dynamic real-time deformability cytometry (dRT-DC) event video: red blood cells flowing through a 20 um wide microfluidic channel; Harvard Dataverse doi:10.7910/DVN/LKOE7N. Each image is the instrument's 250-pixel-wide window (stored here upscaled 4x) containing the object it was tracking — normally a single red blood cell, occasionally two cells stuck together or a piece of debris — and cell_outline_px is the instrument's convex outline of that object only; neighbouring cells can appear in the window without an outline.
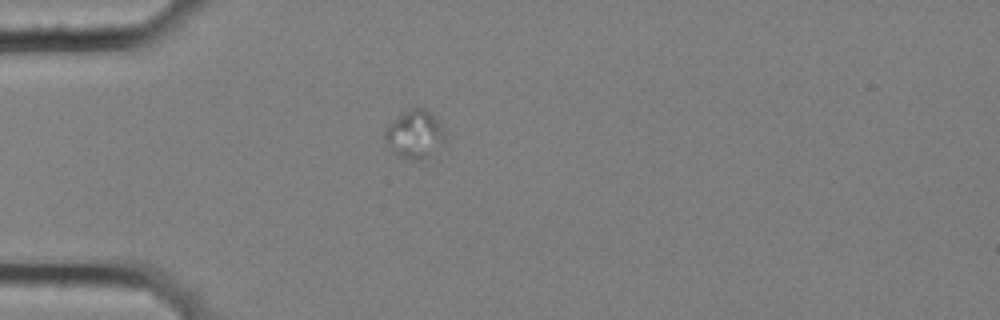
{"species": "common noctule bat (a hibernating species)", "species_latin": "Nyctalus noctula", "temperature_condition": "cold", "stored_images_in_passage": 6, "camera_frame_rate_fps": 3000, "um_per_image_px": 0.085, "animal": {"sex": "female", "body_mass_g": 25.1}, "frame": {"image": 1, "passage_image": 1, "time_ms": 0.0, "image_size_px": [1000, 320], "cell_outline_px": [[448, 132], [444, 140], [420, 160], [412, 160], [396, 156], [384, 140], [384, 132], [388, 124], [404, 112], [416, 104], [424, 108]], "centroid_in_image_um": [35.21, 11.38], "position_along_channel_um": 49.8, "area_um2": 16.65}}
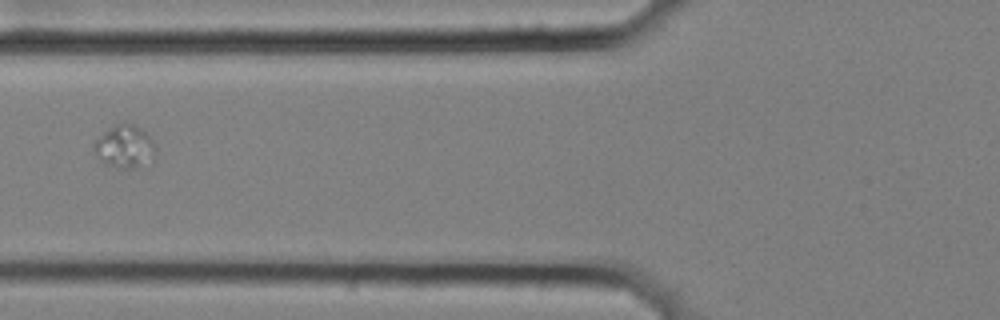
{"frame": {"image": 2, "passage_image": 3, "time_ms": 0.667, "image_size_px": [1000, 320], "cell_outline_px": [[156, 156], [132, 168], [124, 168], [108, 164], [100, 160], [92, 148], [92, 144], [112, 124], [124, 120], [148, 132], [156, 148]], "centroid_in_image_um": [10.59, 12.38], "position_along_channel_um": 115.2, "area_um2": 15.37}}